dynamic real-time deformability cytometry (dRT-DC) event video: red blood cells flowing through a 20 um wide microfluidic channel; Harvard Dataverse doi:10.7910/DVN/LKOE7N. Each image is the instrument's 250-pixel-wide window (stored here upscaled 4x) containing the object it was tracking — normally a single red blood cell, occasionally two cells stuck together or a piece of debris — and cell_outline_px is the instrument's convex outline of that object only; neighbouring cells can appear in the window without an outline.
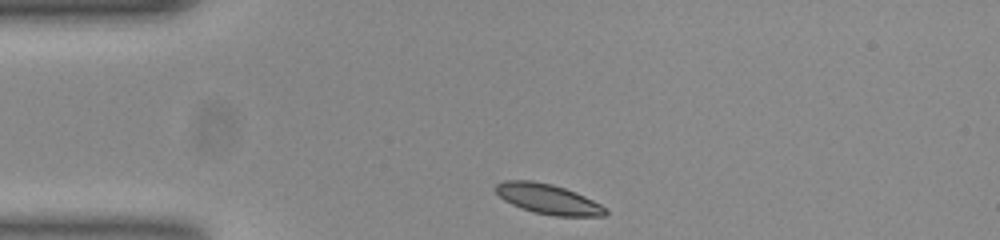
{"species": "common noctule bat (a hibernating species)", "species_latin": "Nyctalus noctula", "temperature_condition": "room temperature", "stored_images_in_passage": 33, "camera_frame_rate_fps": 3000, "um_per_image_px": 0.085, "animal": {"sex": "female", "body_mass_g": 23.0, "forearm_length_mm": 53.4}, "frame": {"image": 1, "passage_image": 1, "time_ms": 0.0, "image_size_px": [1000, 240], "cell_outline_px": [[608, 212], [604, 216], [556, 216], [532, 212], [520, 208], [504, 200], [496, 192], [496, 184], [504, 180], [532, 180], [552, 184], [576, 192], [600, 204]], "centroid_in_image_um": [46.56, 16.92], "position_along_channel_um": 38.4, "area_um2": 19.13}}
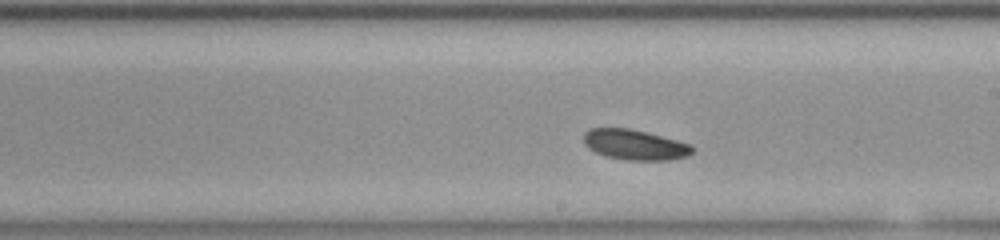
{"frame": {"image": 2, "passage_image": 19, "time_ms": 6.0, "image_size_px": [1000, 240], "cell_outline_px": [[696, 148], [688, 156], [668, 160], [628, 160], [604, 156], [588, 148], [584, 144], [584, 132], [592, 128], [628, 128], [692, 144]], "centroid_in_image_um": [53.96, 12.31], "position_along_channel_um": 235.0, "area_um2": 19.13}}
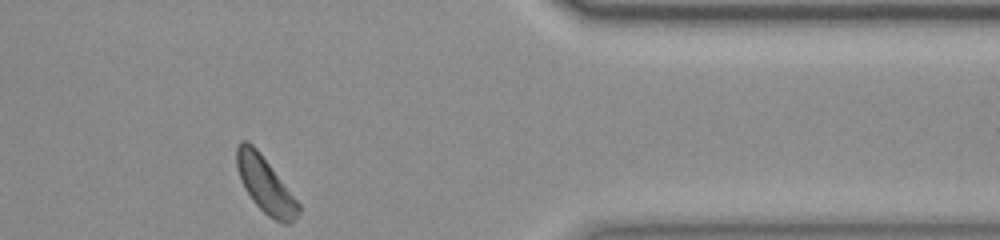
{"frame": {"image": 3, "passage_image": 33, "time_ms": 10.667, "image_size_px": [1000, 240], "cell_outline_px": [[300, 212], [288, 224], [284, 224], [268, 216], [252, 200], [244, 188], [240, 180], [236, 168], [236, 148], [240, 140], [248, 140], [260, 152], [300, 204]], "centroid_in_image_um": [22.51, 15.68], "position_along_channel_um": 388.9, "area_um2": 20.06}, "authors_computed_cell_mechanics": {"area_um2": 19.5364, "velocity_mm_per_s": 3.7832, "shape_relaxation_time_tau1_ms": 6.3353, "shape_relaxation_time_tau2_ms": null, "deformation_change_tau1": 0.1851, "deformation_change_tau2": null}}